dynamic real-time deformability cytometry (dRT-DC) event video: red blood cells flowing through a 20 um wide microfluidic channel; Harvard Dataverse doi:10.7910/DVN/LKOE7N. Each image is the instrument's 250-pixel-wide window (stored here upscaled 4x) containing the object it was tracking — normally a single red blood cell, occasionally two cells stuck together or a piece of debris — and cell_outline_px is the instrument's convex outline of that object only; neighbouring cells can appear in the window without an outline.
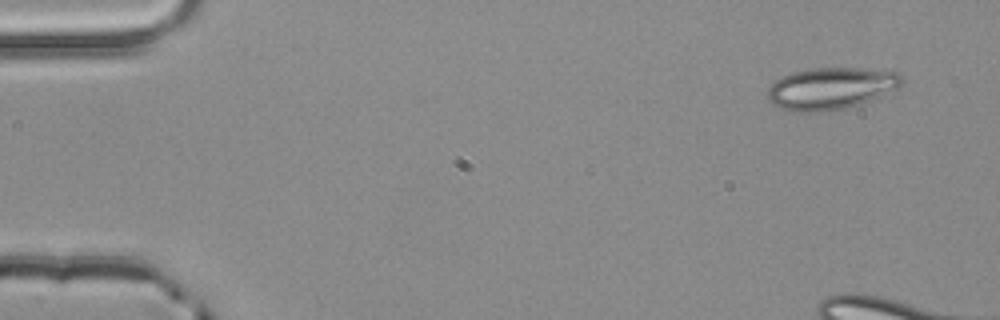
{"species": "common noctule bat (a hibernating species)", "species_latin": "Nyctalus noctula", "temperature_condition": "room temperature", "stored_images_in_passage": 5, "camera_frame_rate_fps": 3000, "um_per_image_px": 0.085, "animal": {"sex": "male", "body_mass_g": 20.4}, "frame": {"image": 1, "passage_image": 1, "time_ms": 0.0, "image_size_px": [1000, 320], "cell_outline_px": [[904, 84], [896, 88], [860, 104], [844, 108], [824, 112], [792, 112], [780, 108], [772, 104], [768, 100], [768, 88], [776, 80], [792, 72], [812, 68], [860, 68], [900, 72], [904, 80]], "centroid_in_image_um": [70.62, 7.52], "position_along_channel_um": 14.4, "area_um2": 32.83}}